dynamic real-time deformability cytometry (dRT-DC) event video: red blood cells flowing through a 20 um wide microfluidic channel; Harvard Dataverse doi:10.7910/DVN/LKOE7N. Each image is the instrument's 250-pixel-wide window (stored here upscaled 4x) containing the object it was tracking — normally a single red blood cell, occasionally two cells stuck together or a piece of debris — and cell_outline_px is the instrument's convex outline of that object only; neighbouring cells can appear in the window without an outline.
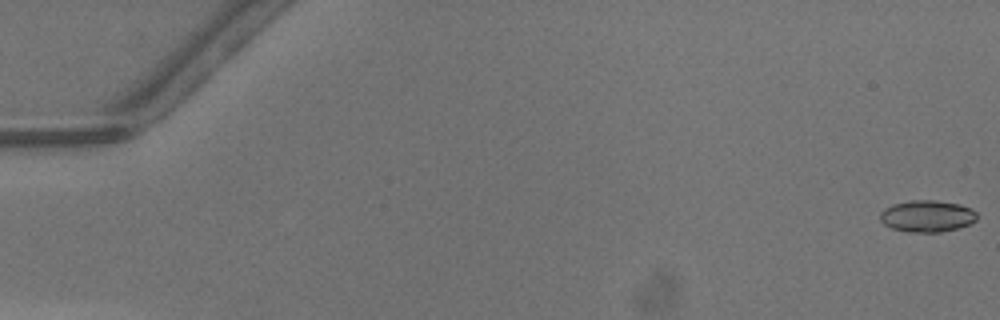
{"species": "common noctule bat (a hibernating species)", "species_latin": "Nyctalus noctula", "temperature_condition": "warm", "stored_images_in_passage": 50, "camera_frame_rate_fps": 3000, "um_per_image_px": 0.085, "animal": {"sex": "male", "body_mass_g": 13.3}, "frame": {"image": 1, "passage_image": 1, "time_ms": 0.0, "image_size_px": [1000, 320], "cell_outline_px": [[976, 220], [968, 224], [956, 228], [940, 232], [908, 232], [892, 228], [884, 224], [880, 220], [880, 212], [884, 208], [892, 204], [912, 200], [936, 200], [960, 204], [976, 212]], "centroid_in_image_um": [78.76, 18.36], "position_along_channel_um": 6.2, "area_um2": 17.8}}
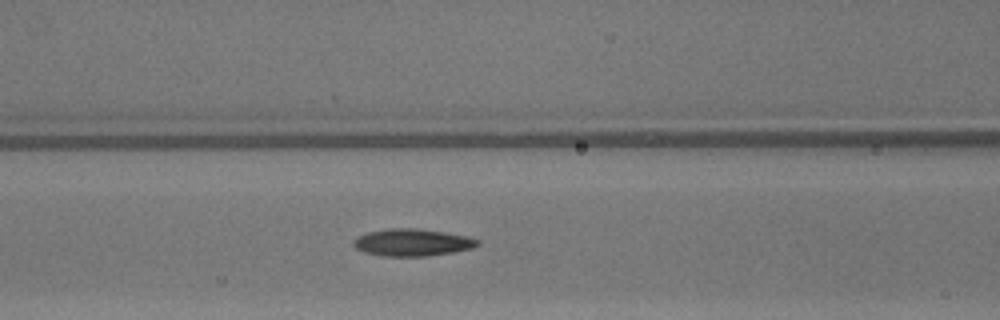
{"frame": {"image": 2, "passage_image": 22, "time_ms": 7.0, "image_size_px": [1000, 320], "cell_outline_px": [[480, 244], [472, 248], [452, 252], [428, 256], [380, 256], [364, 252], [356, 248], [352, 244], [352, 240], [368, 232], [384, 228], [416, 228], [444, 232], [468, 236], [480, 240]], "centroid_in_image_um": [35.04, 20.6], "position_along_channel_um": 131.6, "area_um2": 19.77}}
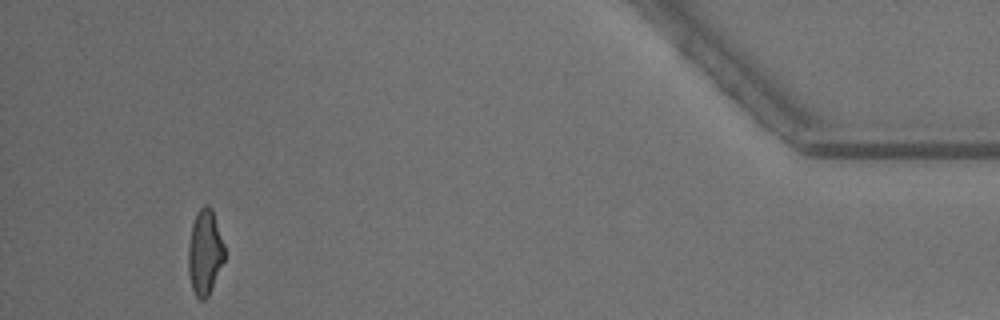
{"frame": {"image": 3, "passage_image": 47, "time_ms": 15.333, "image_size_px": [1000, 320], "cell_outline_px": [[224, 260], [212, 288], [208, 296], [204, 300], [200, 300], [196, 296], [192, 288], [188, 272], [188, 248], [192, 224], [196, 212], [204, 204], [208, 204], [212, 208], [224, 244]], "centroid_in_image_um": [17.4, 21.43], "position_along_channel_um": 417.8, "area_um2": 18.03}, "authors_computed_cell_mechanics": {"area_um2": 18.7272, "velocity_mm_per_s": 4.284, "shape_relaxation_time_tau1_ms": 6.9444, "shape_relaxation_time_tau2_ms": 1.9355, "deformation_change_tau1": 0.1965, "deformation_change_tau2": 0.0993}}